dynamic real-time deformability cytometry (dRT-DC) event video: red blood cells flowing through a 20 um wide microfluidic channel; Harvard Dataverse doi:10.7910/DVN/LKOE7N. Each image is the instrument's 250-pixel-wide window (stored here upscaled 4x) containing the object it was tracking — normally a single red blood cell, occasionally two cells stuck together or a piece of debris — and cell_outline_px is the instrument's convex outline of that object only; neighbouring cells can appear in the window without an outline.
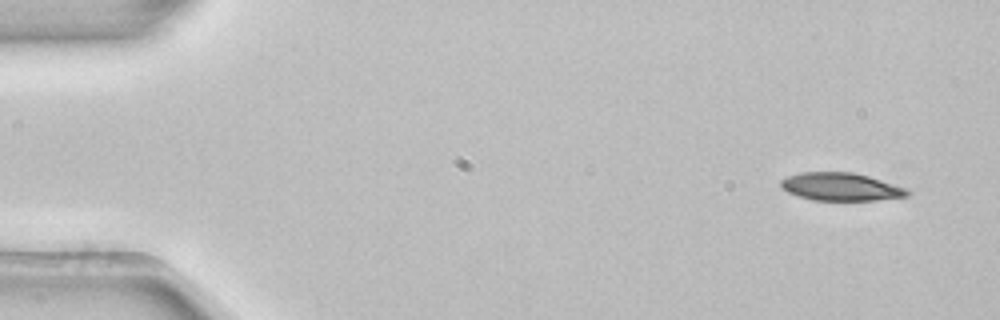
{"species": "common noctule bat (a hibernating species)", "species_latin": "Nyctalus noctula", "temperature_condition": "room temperature", "stored_images_in_passage": 3, "camera_frame_rate_fps": 3000, "um_per_image_px": 0.085, "animal": {"sex": "female", "body_mass_g": 22.7, "forearm_length_mm": 54.2}, "frame": {"image": 1, "passage_image": 1, "time_ms": 0.0, "image_size_px": [1000, 320], "cell_outline_px": [[912, 192], [908, 196], [876, 200], [812, 200], [788, 192], [780, 184], [780, 180], [788, 176], [800, 172], [852, 172], [868, 176], [904, 188]], "centroid_in_image_um": [71.46, 15.87], "position_along_channel_um": 13.5, "area_um2": 20.29}}